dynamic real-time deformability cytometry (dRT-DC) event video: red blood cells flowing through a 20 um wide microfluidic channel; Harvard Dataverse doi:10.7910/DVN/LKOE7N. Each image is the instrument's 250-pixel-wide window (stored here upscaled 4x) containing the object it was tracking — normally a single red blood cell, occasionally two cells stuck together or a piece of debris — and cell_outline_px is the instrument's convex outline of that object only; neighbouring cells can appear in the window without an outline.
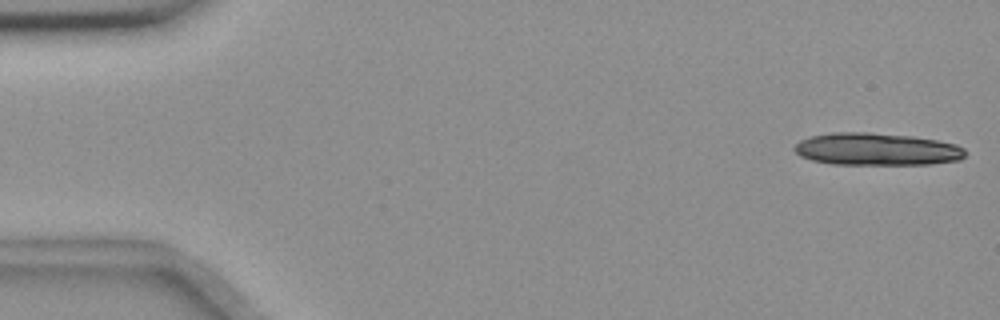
{"species": "common noctule bat (a hibernating species)", "species_latin": "Nyctalus noctula", "temperature_condition": "room temperature", "stored_images_in_passage": 14, "camera_frame_rate_fps": 3000, "um_per_image_px": 0.085, "animal": {"sex": "female", "body_mass_g": 18.4}, "frame": {"image": 1, "passage_image": 1, "time_ms": 0.0, "image_size_px": [1000, 320], "cell_outline_px": [[964, 156], [960, 160], [928, 164], [832, 164], [812, 160], [800, 156], [792, 148], [800, 140], [808, 136], [832, 132], [872, 132], [912, 136], [936, 140], [956, 144], [964, 148]], "centroid_in_image_um": [74.48, 12.67], "position_along_channel_um": 10.5, "area_um2": 32.37}}